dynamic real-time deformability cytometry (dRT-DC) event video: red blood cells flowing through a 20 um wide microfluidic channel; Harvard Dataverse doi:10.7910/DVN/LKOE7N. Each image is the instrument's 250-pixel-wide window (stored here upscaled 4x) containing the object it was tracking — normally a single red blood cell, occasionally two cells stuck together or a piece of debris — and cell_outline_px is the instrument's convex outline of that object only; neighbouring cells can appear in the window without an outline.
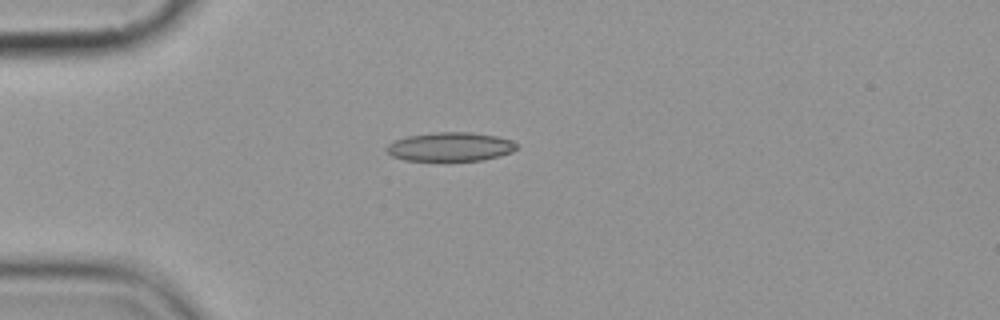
{"species": "common noctule bat (a hibernating species)", "species_latin": "Nyctalus noctula", "temperature_condition": "cold", "stored_images_in_passage": 7, "camera_frame_rate_fps": 3000, "um_per_image_px": 0.085, "animal": {"sex": "female", "body_mass_g": 19.9}, "frame": {"image": 1, "passage_image": 4, "time_ms": 3.667, "image_size_px": [1000, 320], "cell_outline_px": [[516, 148], [512, 152], [500, 156], [480, 160], [404, 160], [392, 156], [384, 148], [392, 140], [408, 136], [436, 132], [472, 132], [496, 136], [512, 140], [516, 144]], "centroid_in_image_um": [38.25, 12.46], "position_along_channel_um": 46.8, "area_um2": 21.85}}
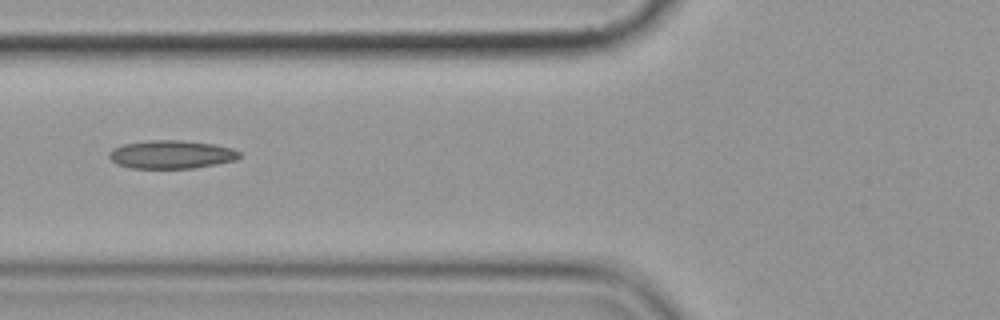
{"frame": {"image": 2, "passage_image": 6, "time_ms": 6.0, "image_size_px": [1000, 320], "cell_outline_px": [[240, 156], [236, 160], [196, 168], [132, 168], [116, 164], [108, 156], [108, 152], [112, 148], [124, 144], [152, 140], [184, 140], [212, 144], [232, 148], [240, 152]], "centroid_in_image_um": [14.56, 13.13], "position_along_channel_um": 111.2, "area_um2": 21.5}}
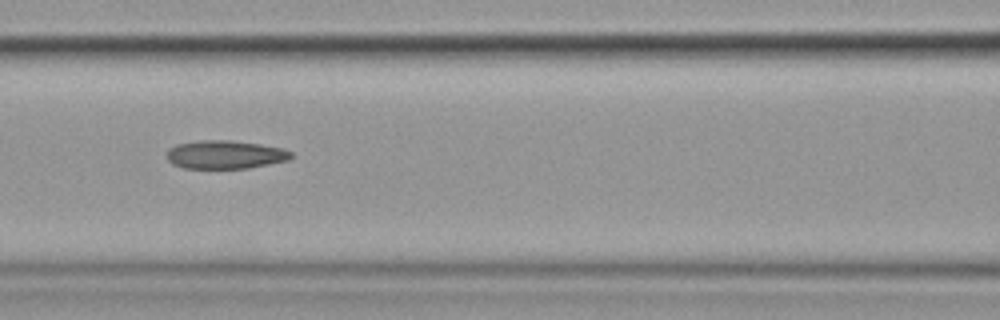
{"frame": {"image": 3, "passage_image": 7, "time_ms": 7.0, "image_size_px": [1000, 320], "cell_outline_px": [[292, 156], [288, 160], [248, 168], [184, 168], [172, 164], [168, 160], [168, 148], [176, 144], [200, 140], [228, 140], [260, 144], [284, 148], [292, 152]], "centroid_in_image_um": [19.13, 13.13], "position_along_channel_um": 147.5, "area_um2": 20.52}}